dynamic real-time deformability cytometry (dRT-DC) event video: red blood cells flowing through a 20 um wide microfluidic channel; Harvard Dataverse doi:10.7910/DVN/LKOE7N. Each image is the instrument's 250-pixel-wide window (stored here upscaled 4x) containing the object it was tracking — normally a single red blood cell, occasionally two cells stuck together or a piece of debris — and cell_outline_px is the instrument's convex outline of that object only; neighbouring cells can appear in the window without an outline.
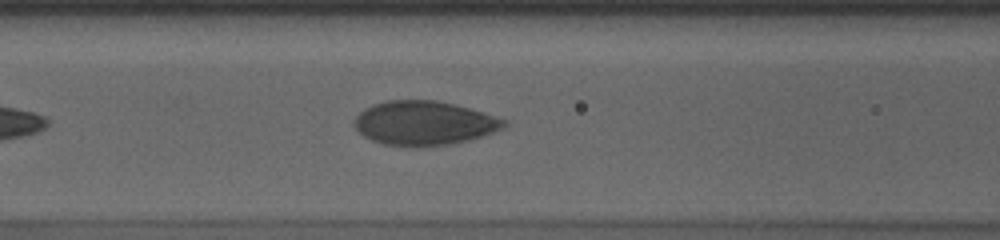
{"species": "human", "species_latin": "Homo sapiens", "temperature_condition": "cold", "stored_images_in_passage": 37, "camera_frame_rate_fps": 3000, "um_per_image_px": 0.085, "donor": {"sex": "male"}, "frame": {"image": 1, "passage_image": 10, "time_ms": 3.0, "image_size_px": [1000, 240], "cell_outline_px": [[508, 124], [504, 128], [468, 140], [448, 144], [424, 148], [380, 144], [364, 136], [352, 124], [352, 120], [364, 108], [372, 104], [384, 100], [436, 100], [484, 112], [508, 120]], "centroid_in_image_um": [36.01, 10.47], "position_along_channel_um": 130.6, "area_um2": 38.9}}
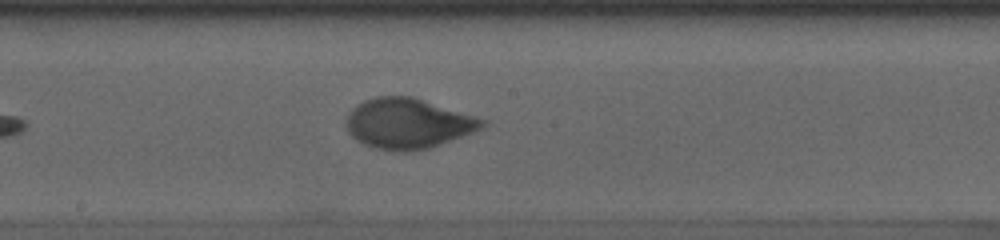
{"frame": {"image": 2, "passage_image": 17, "time_ms": 5.333, "image_size_px": [1000, 240], "cell_outline_px": [[488, 124], [484, 128], [440, 144], [428, 148], [412, 152], [396, 152], [372, 148], [356, 140], [348, 132], [344, 120], [352, 108], [356, 104], [364, 100], [376, 96], [412, 96], [476, 116], [488, 120]], "centroid_in_image_um": [34.66, 10.5], "position_along_channel_um": 213.5, "area_um2": 40.34}}
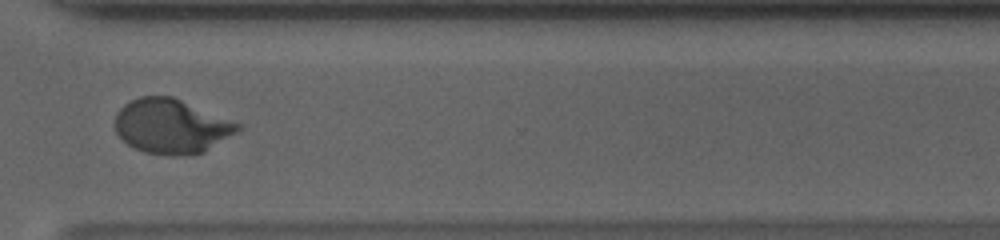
{"frame": {"image": 3, "passage_image": 29, "time_ms": 9.333, "image_size_px": [1000, 240], "cell_outline_px": [[244, 128], [240, 132], [204, 152], [180, 156], [168, 156], [144, 152], [132, 148], [116, 132], [112, 124], [116, 112], [124, 104], [140, 96], [172, 96], [244, 124]], "centroid_in_image_um": [14.6, 10.74], "position_along_channel_um": 356.0, "area_um2": 39.88}, "authors_computed_cell_mechanics": {"area_um2": 38.8994, "velocity_mm_per_s": 3.5612, "shape_relaxation_time_tau1_ms": 3.3684, "shape_relaxation_time_tau2_ms": null, "deformation_change_tau1": 0.1554, "deformation_change_tau2": null}}